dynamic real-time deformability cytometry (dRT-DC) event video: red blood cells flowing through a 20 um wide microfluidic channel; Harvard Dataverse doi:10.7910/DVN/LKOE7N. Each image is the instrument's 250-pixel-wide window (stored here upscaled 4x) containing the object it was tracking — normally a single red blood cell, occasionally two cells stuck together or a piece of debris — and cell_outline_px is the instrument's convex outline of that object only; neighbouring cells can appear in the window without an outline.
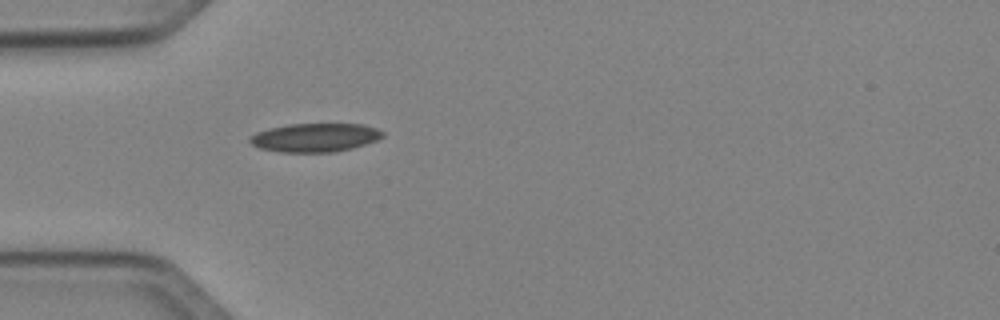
{"species": "Egyptian fruit bat (a non-hibernating species)", "species_latin": "Rousettus aegyptiacus", "temperature_condition": "cold", "stored_images_in_passage": 29, "camera_frame_rate_fps": 3000, "um_per_image_px": 0.085, "animal": {"sex": "female"}, "frame": {"image": 1, "passage_image": 1, "time_ms": 0.0, "image_size_px": [1000, 320], "cell_outline_px": [[384, 136], [376, 140], [352, 148], [336, 152], [280, 152], [260, 148], [252, 144], [248, 140], [256, 132], [268, 128], [288, 124], [364, 124], [376, 128], [384, 132]], "centroid_in_image_um": [26.78, 11.69], "position_along_channel_um": 58.2, "area_um2": 22.14}}
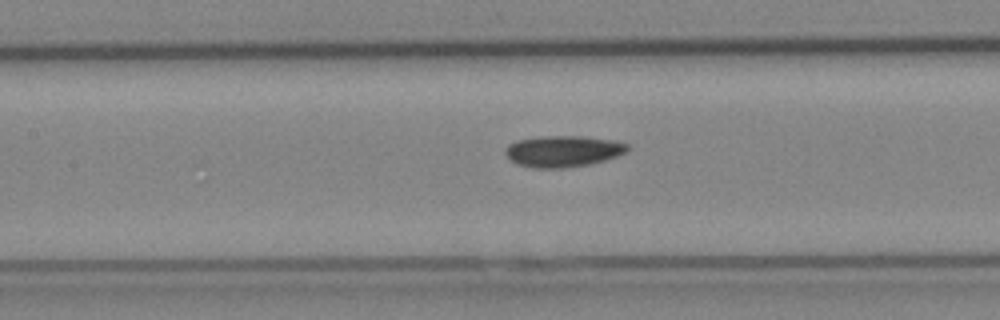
{"frame": {"image": 2, "passage_image": 9, "time_ms": 2.667, "image_size_px": [1000, 320], "cell_outline_px": [[628, 148], [624, 152], [616, 156], [604, 160], [588, 164], [560, 168], [536, 168], [516, 164], [504, 152], [504, 148], [508, 144], [516, 140], [544, 136], [584, 136], [612, 140], [628, 144]], "centroid_in_image_um": [47.81, 12.84], "position_along_channel_um": 159.6, "area_um2": 22.08}}
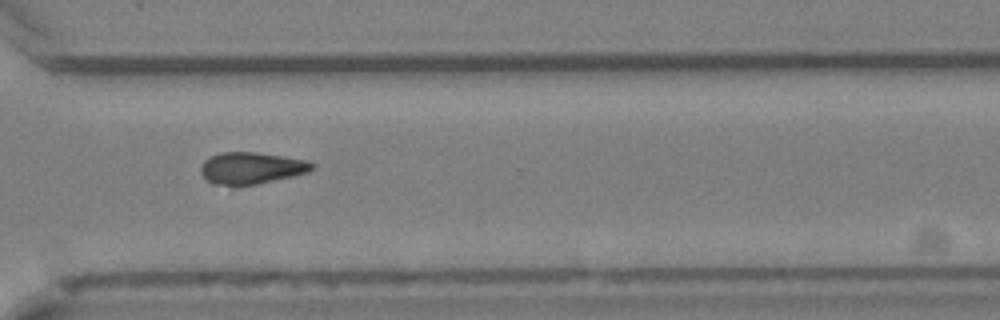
{"frame": {"image": 3, "passage_image": 23, "time_ms": 7.333, "image_size_px": [1000, 320], "cell_outline_px": [[316, 164], [308, 172], [292, 176], [256, 184], [236, 188], [232, 188], [212, 184], [200, 172], [200, 168], [204, 160], [220, 152], [256, 152], [308, 160]], "centroid_in_image_um": [21.33, 14.31], "position_along_channel_um": 349.3, "area_um2": 20.98}}